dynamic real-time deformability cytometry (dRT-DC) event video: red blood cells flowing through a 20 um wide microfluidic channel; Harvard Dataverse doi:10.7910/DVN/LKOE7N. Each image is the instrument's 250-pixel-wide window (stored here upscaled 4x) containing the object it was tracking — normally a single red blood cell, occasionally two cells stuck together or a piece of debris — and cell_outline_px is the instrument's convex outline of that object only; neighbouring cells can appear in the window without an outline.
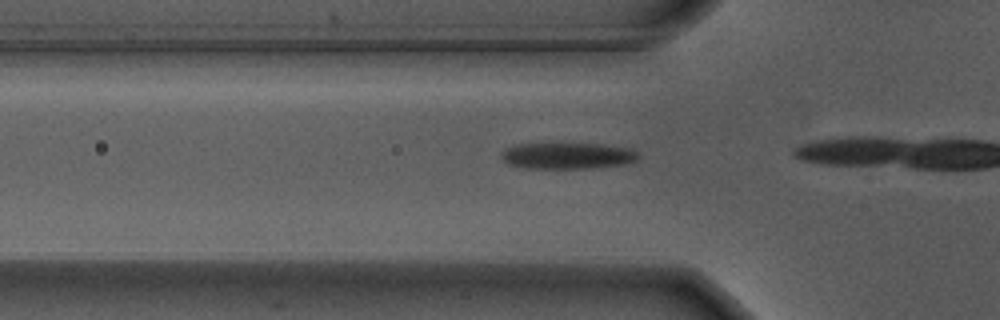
{"species": "Egyptian fruit bat (a non-hibernating species)", "species_latin": "Rousettus aegyptiacus", "temperature_condition": "warm", "stored_images_in_passage": 4, "camera_frame_rate_fps": 3000, "um_per_image_px": 0.085, "animal": {"sex": "male"}, "frame": {"image": 1, "passage_image": 2, "time_ms": 0.333, "image_size_px": [1000, 320], "cell_outline_px": [[640, 156], [636, 160], [628, 164], [592, 168], [524, 168], [508, 164], [500, 156], [500, 152], [504, 148], [516, 144], [596, 144], [628, 148], [636, 152]], "centroid_in_image_um": [48.2, 13.25], "position_along_channel_um": 77.6, "area_um2": 20.98}}